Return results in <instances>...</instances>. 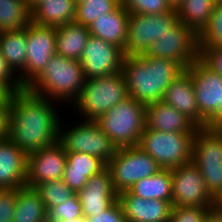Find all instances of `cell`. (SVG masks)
Instances as JSON below:
<instances>
[{"label": "cell", "mask_w": 222, "mask_h": 222, "mask_svg": "<svg viewBox=\"0 0 222 222\" xmlns=\"http://www.w3.org/2000/svg\"><path fill=\"white\" fill-rule=\"evenodd\" d=\"M179 22L175 9L163 14H129L124 56L145 54L153 41Z\"/></svg>", "instance_id": "30bf717a"}, {"label": "cell", "mask_w": 222, "mask_h": 222, "mask_svg": "<svg viewBox=\"0 0 222 222\" xmlns=\"http://www.w3.org/2000/svg\"><path fill=\"white\" fill-rule=\"evenodd\" d=\"M173 9H176L177 6L181 3L182 0H167Z\"/></svg>", "instance_id": "c3c4849f"}, {"label": "cell", "mask_w": 222, "mask_h": 222, "mask_svg": "<svg viewBox=\"0 0 222 222\" xmlns=\"http://www.w3.org/2000/svg\"><path fill=\"white\" fill-rule=\"evenodd\" d=\"M0 81L5 83L14 93L24 89L15 73L0 52Z\"/></svg>", "instance_id": "ab89813d"}, {"label": "cell", "mask_w": 222, "mask_h": 222, "mask_svg": "<svg viewBox=\"0 0 222 222\" xmlns=\"http://www.w3.org/2000/svg\"><path fill=\"white\" fill-rule=\"evenodd\" d=\"M206 128L222 129V106H219L216 112L206 121Z\"/></svg>", "instance_id": "7bdbcfd3"}, {"label": "cell", "mask_w": 222, "mask_h": 222, "mask_svg": "<svg viewBox=\"0 0 222 222\" xmlns=\"http://www.w3.org/2000/svg\"><path fill=\"white\" fill-rule=\"evenodd\" d=\"M75 0H45L31 12V21L42 26L58 27L74 22Z\"/></svg>", "instance_id": "d4e9b609"}, {"label": "cell", "mask_w": 222, "mask_h": 222, "mask_svg": "<svg viewBox=\"0 0 222 222\" xmlns=\"http://www.w3.org/2000/svg\"><path fill=\"white\" fill-rule=\"evenodd\" d=\"M127 97L125 79L120 71L112 75L86 79L78 99L72 105L83 120L95 121Z\"/></svg>", "instance_id": "5b68a950"}, {"label": "cell", "mask_w": 222, "mask_h": 222, "mask_svg": "<svg viewBox=\"0 0 222 222\" xmlns=\"http://www.w3.org/2000/svg\"><path fill=\"white\" fill-rule=\"evenodd\" d=\"M205 222H222V209L216 206L209 207Z\"/></svg>", "instance_id": "ee69618b"}, {"label": "cell", "mask_w": 222, "mask_h": 222, "mask_svg": "<svg viewBox=\"0 0 222 222\" xmlns=\"http://www.w3.org/2000/svg\"><path fill=\"white\" fill-rule=\"evenodd\" d=\"M146 127L153 131L196 133L198 127L164 101L146 106Z\"/></svg>", "instance_id": "44dd1931"}, {"label": "cell", "mask_w": 222, "mask_h": 222, "mask_svg": "<svg viewBox=\"0 0 222 222\" xmlns=\"http://www.w3.org/2000/svg\"><path fill=\"white\" fill-rule=\"evenodd\" d=\"M66 157L63 181L74 193L80 191L89 178L106 168L101 159L86 153L66 152Z\"/></svg>", "instance_id": "7402d4cb"}, {"label": "cell", "mask_w": 222, "mask_h": 222, "mask_svg": "<svg viewBox=\"0 0 222 222\" xmlns=\"http://www.w3.org/2000/svg\"><path fill=\"white\" fill-rule=\"evenodd\" d=\"M83 216H99L118 200V192L113 186L107 168L88 179L85 186L77 192Z\"/></svg>", "instance_id": "e0dca14e"}, {"label": "cell", "mask_w": 222, "mask_h": 222, "mask_svg": "<svg viewBox=\"0 0 222 222\" xmlns=\"http://www.w3.org/2000/svg\"><path fill=\"white\" fill-rule=\"evenodd\" d=\"M129 12L120 5L112 12L102 13L93 21L88 30L91 36L113 43L120 47L123 52L127 39V24Z\"/></svg>", "instance_id": "603a6c76"}, {"label": "cell", "mask_w": 222, "mask_h": 222, "mask_svg": "<svg viewBox=\"0 0 222 222\" xmlns=\"http://www.w3.org/2000/svg\"><path fill=\"white\" fill-rule=\"evenodd\" d=\"M27 154L9 138L0 141V189L26 186Z\"/></svg>", "instance_id": "ffe728a7"}, {"label": "cell", "mask_w": 222, "mask_h": 222, "mask_svg": "<svg viewBox=\"0 0 222 222\" xmlns=\"http://www.w3.org/2000/svg\"><path fill=\"white\" fill-rule=\"evenodd\" d=\"M123 50L117 45L90 36L80 58L86 79L99 78L121 71Z\"/></svg>", "instance_id": "5bb4252c"}, {"label": "cell", "mask_w": 222, "mask_h": 222, "mask_svg": "<svg viewBox=\"0 0 222 222\" xmlns=\"http://www.w3.org/2000/svg\"><path fill=\"white\" fill-rule=\"evenodd\" d=\"M27 59L25 68L18 74L26 88L56 54V27L42 26L32 21L26 26Z\"/></svg>", "instance_id": "7c38bea8"}, {"label": "cell", "mask_w": 222, "mask_h": 222, "mask_svg": "<svg viewBox=\"0 0 222 222\" xmlns=\"http://www.w3.org/2000/svg\"><path fill=\"white\" fill-rule=\"evenodd\" d=\"M121 5L129 14H163L173 10L167 0H121Z\"/></svg>", "instance_id": "836d02e7"}, {"label": "cell", "mask_w": 222, "mask_h": 222, "mask_svg": "<svg viewBox=\"0 0 222 222\" xmlns=\"http://www.w3.org/2000/svg\"><path fill=\"white\" fill-rule=\"evenodd\" d=\"M106 168L118 193L162 170L157 161L138 146L118 148Z\"/></svg>", "instance_id": "52a82bcc"}, {"label": "cell", "mask_w": 222, "mask_h": 222, "mask_svg": "<svg viewBox=\"0 0 222 222\" xmlns=\"http://www.w3.org/2000/svg\"><path fill=\"white\" fill-rule=\"evenodd\" d=\"M121 5V0H90V2L76 4L74 22L89 26L102 13L112 12Z\"/></svg>", "instance_id": "1f68e13d"}, {"label": "cell", "mask_w": 222, "mask_h": 222, "mask_svg": "<svg viewBox=\"0 0 222 222\" xmlns=\"http://www.w3.org/2000/svg\"><path fill=\"white\" fill-rule=\"evenodd\" d=\"M215 4L214 0H182L175 11L180 22L199 36L208 26Z\"/></svg>", "instance_id": "4316f807"}, {"label": "cell", "mask_w": 222, "mask_h": 222, "mask_svg": "<svg viewBox=\"0 0 222 222\" xmlns=\"http://www.w3.org/2000/svg\"><path fill=\"white\" fill-rule=\"evenodd\" d=\"M85 81L80 61L55 54L26 89L61 105L63 102L73 104Z\"/></svg>", "instance_id": "3957f363"}, {"label": "cell", "mask_w": 222, "mask_h": 222, "mask_svg": "<svg viewBox=\"0 0 222 222\" xmlns=\"http://www.w3.org/2000/svg\"><path fill=\"white\" fill-rule=\"evenodd\" d=\"M30 22L26 0H0V32L23 29Z\"/></svg>", "instance_id": "f546056e"}, {"label": "cell", "mask_w": 222, "mask_h": 222, "mask_svg": "<svg viewBox=\"0 0 222 222\" xmlns=\"http://www.w3.org/2000/svg\"><path fill=\"white\" fill-rule=\"evenodd\" d=\"M76 4L90 2V0H75Z\"/></svg>", "instance_id": "681fc988"}, {"label": "cell", "mask_w": 222, "mask_h": 222, "mask_svg": "<svg viewBox=\"0 0 222 222\" xmlns=\"http://www.w3.org/2000/svg\"><path fill=\"white\" fill-rule=\"evenodd\" d=\"M95 121L117 148L138 146L146 128V106L128 96Z\"/></svg>", "instance_id": "277c9868"}, {"label": "cell", "mask_w": 222, "mask_h": 222, "mask_svg": "<svg viewBox=\"0 0 222 222\" xmlns=\"http://www.w3.org/2000/svg\"><path fill=\"white\" fill-rule=\"evenodd\" d=\"M34 189L44 202L47 213L55 206L64 204L74 192L64 183L63 179L37 184Z\"/></svg>", "instance_id": "4dcf8cb0"}, {"label": "cell", "mask_w": 222, "mask_h": 222, "mask_svg": "<svg viewBox=\"0 0 222 222\" xmlns=\"http://www.w3.org/2000/svg\"><path fill=\"white\" fill-rule=\"evenodd\" d=\"M172 173L173 207H212L214 197L208 191L200 169L191 161Z\"/></svg>", "instance_id": "4fadbf2b"}, {"label": "cell", "mask_w": 222, "mask_h": 222, "mask_svg": "<svg viewBox=\"0 0 222 222\" xmlns=\"http://www.w3.org/2000/svg\"><path fill=\"white\" fill-rule=\"evenodd\" d=\"M16 197L12 222H48L44 202L34 188H17Z\"/></svg>", "instance_id": "484cf974"}, {"label": "cell", "mask_w": 222, "mask_h": 222, "mask_svg": "<svg viewBox=\"0 0 222 222\" xmlns=\"http://www.w3.org/2000/svg\"><path fill=\"white\" fill-rule=\"evenodd\" d=\"M184 71L175 60L145 54L124 56L121 68L128 96L145 106L163 101L169 85Z\"/></svg>", "instance_id": "7a4b0ae2"}, {"label": "cell", "mask_w": 222, "mask_h": 222, "mask_svg": "<svg viewBox=\"0 0 222 222\" xmlns=\"http://www.w3.org/2000/svg\"><path fill=\"white\" fill-rule=\"evenodd\" d=\"M26 27L0 32V52L17 75L25 68L27 59ZM19 70V71H18Z\"/></svg>", "instance_id": "83f0119b"}, {"label": "cell", "mask_w": 222, "mask_h": 222, "mask_svg": "<svg viewBox=\"0 0 222 222\" xmlns=\"http://www.w3.org/2000/svg\"><path fill=\"white\" fill-rule=\"evenodd\" d=\"M126 222H168L173 210L171 202L143 199L128 190L118 193Z\"/></svg>", "instance_id": "ac0fdd59"}, {"label": "cell", "mask_w": 222, "mask_h": 222, "mask_svg": "<svg viewBox=\"0 0 222 222\" xmlns=\"http://www.w3.org/2000/svg\"><path fill=\"white\" fill-rule=\"evenodd\" d=\"M200 59L222 77L221 47H200Z\"/></svg>", "instance_id": "74e56055"}, {"label": "cell", "mask_w": 222, "mask_h": 222, "mask_svg": "<svg viewBox=\"0 0 222 222\" xmlns=\"http://www.w3.org/2000/svg\"><path fill=\"white\" fill-rule=\"evenodd\" d=\"M132 195L143 199H159L172 201V173L170 169H162L157 174L136 182L129 190Z\"/></svg>", "instance_id": "f1b7e54d"}, {"label": "cell", "mask_w": 222, "mask_h": 222, "mask_svg": "<svg viewBox=\"0 0 222 222\" xmlns=\"http://www.w3.org/2000/svg\"><path fill=\"white\" fill-rule=\"evenodd\" d=\"M8 107H0V141L8 138Z\"/></svg>", "instance_id": "60d3db41"}, {"label": "cell", "mask_w": 222, "mask_h": 222, "mask_svg": "<svg viewBox=\"0 0 222 222\" xmlns=\"http://www.w3.org/2000/svg\"><path fill=\"white\" fill-rule=\"evenodd\" d=\"M145 55L172 59L184 69H188L200 58L199 36L187 25L179 22L172 31L163 33L153 41Z\"/></svg>", "instance_id": "8fae6325"}, {"label": "cell", "mask_w": 222, "mask_h": 222, "mask_svg": "<svg viewBox=\"0 0 222 222\" xmlns=\"http://www.w3.org/2000/svg\"><path fill=\"white\" fill-rule=\"evenodd\" d=\"M214 206L218 207L219 209H222V190L214 198Z\"/></svg>", "instance_id": "bcb514c9"}, {"label": "cell", "mask_w": 222, "mask_h": 222, "mask_svg": "<svg viewBox=\"0 0 222 222\" xmlns=\"http://www.w3.org/2000/svg\"><path fill=\"white\" fill-rule=\"evenodd\" d=\"M77 217H84L77 193H74L64 204L55 206L48 212V222L72 220Z\"/></svg>", "instance_id": "e575fe53"}, {"label": "cell", "mask_w": 222, "mask_h": 222, "mask_svg": "<svg viewBox=\"0 0 222 222\" xmlns=\"http://www.w3.org/2000/svg\"><path fill=\"white\" fill-rule=\"evenodd\" d=\"M66 151L57 141L51 146L27 154L26 186L63 179Z\"/></svg>", "instance_id": "2e32d148"}, {"label": "cell", "mask_w": 222, "mask_h": 222, "mask_svg": "<svg viewBox=\"0 0 222 222\" xmlns=\"http://www.w3.org/2000/svg\"><path fill=\"white\" fill-rule=\"evenodd\" d=\"M62 129L60 123L58 142L66 152L86 153L107 164L118 149L96 121L82 120L66 131Z\"/></svg>", "instance_id": "9c48e42d"}, {"label": "cell", "mask_w": 222, "mask_h": 222, "mask_svg": "<svg viewBox=\"0 0 222 222\" xmlns=\"http://www.w3.org/2000/svg\"><path fill=\"white\" fill-rule=\"evenodd\" d=\"M163 101L183 113L198 128H206V120L199 113L192 77L186 71L169 85Z\"/></svg>", "instance_id": "d6986e66"}, {"label": "cell", "mask_w": 222, "mask_h": 222, "mask_svg": "<svg viewBox=\"0 0 222 222\" xmlns=\"http://www.w3.org/2000/svg\"><path fill=\"white\" fill-rule=\"evenodd\" d=\"M196 133L144 129L138 147L154 158L162 169H173L192 161Z\"/></svg>", "instance_id": "8992f818"}, {"label": "cell", "mask_w": 222, "mask_h": 222, "mask_svg": "<svg viewBox=\"0 0 222 222\" xmlns=\"http://www.w3.org/2000/svg\"><path fill=\"white\" fill-rule=\"evenodd\" d=\"M45 0H26V4L30 12H32L38 5L43 3Z\"/></svg>", "instance_id": "f6af8a7d"}, {"label": "cell", "mask_w": 222, "mask_h": 222, "mask_svg": "<svg viewBox=\"0 0 222 222\" xmlns=\"http://www.w3.org/2000/svg\"><path fill=\"white\" fill-rule=\"evenodd\" d=\"M185 71L192 77L199 113L207 121L222 106V77L200 58Z\"/></svg>", "instance_id": "9a60e30c"}, {"label": "cell", "mask_w": 222, "mask_h": 222, "mask_svg": "<svg viewBox=\"0 0 222 222\" xmlns=\"http://www.w3.org/2000/svg\"><path fill=\"white\" fill-rule=\"evenodd\" d=\"M14 92L3 82L0 81V107H9Z\"/></svg>", "instance_id": "b9f144b4"}, {"label": "cell", "mask_w": 222, "mask_h": 222, "mask_svg": "<svg viewBox=\"0 0 222 222\" xmlns=\"http://www.w3.org/2000/svg\"><path fill=\"white\" fill-rule=\"evenodd\" d=\"M199 46L222 48V2H216L208 26L199 35Z\"/></svg>", "instance_id": "d6a6232c"}, {"label": "cell", "mask_w": 222, "mask_h": 222, "mask_svg": "<svg viewBox=\"0 0 222 222\" xmlns=\"http://www.w3.org/2000/svg\"><path fill=\"white\" fill-rule=\"evenodd\" d=\"M192 162L200 169L208 191L215 198L222 190V129L196 130Z\"/></svg>", "instance_id": "ba28073f"}, {"label": "cell", "mask_w": 222, "mask_h": 222, "mask_svg": "<svg viewBox=\"0 0 222 222\" xmlns=\"http://www.w3.org/2000/svg\"><path fill=\"white\" fill-rule=\"evenodd\" d=\"M90 36L88 26L75 22L56 27V54L79 61Z\"/></svg>", "instance_id": "cb8c5ba5"}, {"label": "cell", "mask_w": 222, "mask_h": 222, "mask_svg": "<svg viewBox=\"0 0 222 222\" xmlns=\"http://www.w3.org/2000/svg\"><path fill=\"white\" fill-rule=\"evenodd\" d=\"M58 222H87L85 217H77L72 220H61Z\"/></svg>", "instance_id": "7dc6e473"}, {"label": "cell", "mask_w": 222, "mask_h": 222, "mask_svg": "<svg viewBox=\"0 0 222 222\" xmlns=\"http://www.w3.org/2000/svg\"><path fill=\"white\" fill-rule=\"evenodd\" d=\"M16 189H0V222H12L16 205Z\"/></svg>", "instance_id": "8d00e7d4"}, {"label": "cell", "mask_w": 222, "mask_h": 222, "mask_svg": "<svg viewBox=\"0 0 222 222\" xmlns=\"http://www.w3.org/2000/svg\"><path fill=\"white\" fill-rule=\"evenodd\" d=\"M54 104L26 88L14 93L8 107V138L26 154L58 141L61 120Z\"/></svg>", "instance_id": "6da1fadb"}, {"label": "cell", "mask_w": 222, "mask_h": 222, "mask_svg": "<svg viewBox=\"0 0 222 222\" xmlns=\"http://www.w3.org/2000/svg\"><path fill=\"white\" fill-rule=\"evenodd\" d=\"M209 207H173L168 222H205Z\"/></svg>", "instance_id": "d590c367"}, {"label": "cell", "mask_w": 222, "mask_h": 222, "mask_svg": "<svg viewBox=\"0 0 222 222\" xmlns=\"http://www.w3.org/2000/svg\"><path fill=\"white\" fill-rule=\"evenodd\" d=\"M87 222H126L125 214L122 206L117 200L107 210L100 213L99 216H91L86 218Z\"/></svg>", "instance_id": "f35d334b"}]
</instances>
